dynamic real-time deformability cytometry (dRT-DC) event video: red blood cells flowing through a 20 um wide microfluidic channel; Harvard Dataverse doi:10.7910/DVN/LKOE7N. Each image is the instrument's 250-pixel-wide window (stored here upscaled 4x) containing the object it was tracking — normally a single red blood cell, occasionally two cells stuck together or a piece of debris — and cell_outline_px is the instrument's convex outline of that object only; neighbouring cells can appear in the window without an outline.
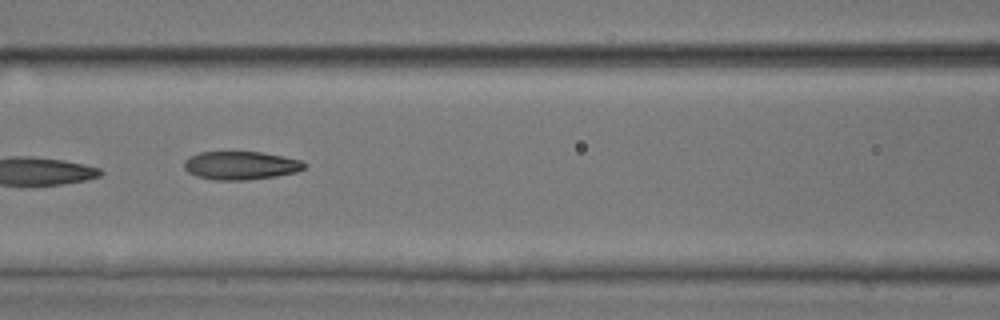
{"species": "common noctule bat (a hibernating species)", "species_latin": "Nyctalus noctula", "temperature_condition": "room temperature", "stored_images_in_passage": 8, "camera_frame_rate_fps": 3000, "um_per_image_px": 0.085, "animal": {"sex": "male", "body_mass_g": 17.9, "forearm_length_mm": 54.2}, "frame": {"image": 1, "passage_image": 5, "time_ms": 5.667, "image_size_px": [1000, 320], "cell_outline_px": [[308, 164], [304, 168], [296, 172], [276, 176], [244, 180], [212, 180], [196, 176], [188, 172], [184, 168], [184, 160], [200, 152], [260, 152], [284, 156], [300, 160]], "centroid_in_image_um": [20.46, 14.07], "position_along_channel_um": 146.1, "area_um2": 19.83}}
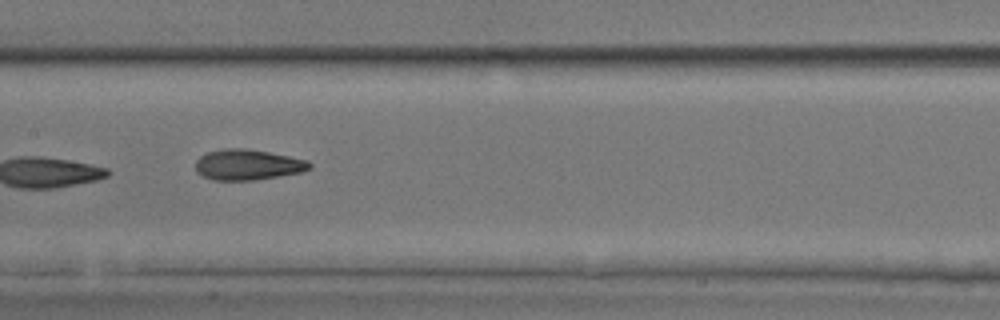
{"frame": {"image": 2, "passage_image": 6, "time_ms": 6.667, "image_size_px": [1000, 320], "cell_outline_px": [[312, 168], [304, 172], [256, 180], [212, 180], [196, 172], [196, 160], [200, 156], [208, 152], [224, 148], [244, 148], [268, 152], [308, 160], [312, 164]], "centroid_in_image_um": [21.08, 14.01], "position_along_channel_um": 186.3, "area_um2": 20.46}}